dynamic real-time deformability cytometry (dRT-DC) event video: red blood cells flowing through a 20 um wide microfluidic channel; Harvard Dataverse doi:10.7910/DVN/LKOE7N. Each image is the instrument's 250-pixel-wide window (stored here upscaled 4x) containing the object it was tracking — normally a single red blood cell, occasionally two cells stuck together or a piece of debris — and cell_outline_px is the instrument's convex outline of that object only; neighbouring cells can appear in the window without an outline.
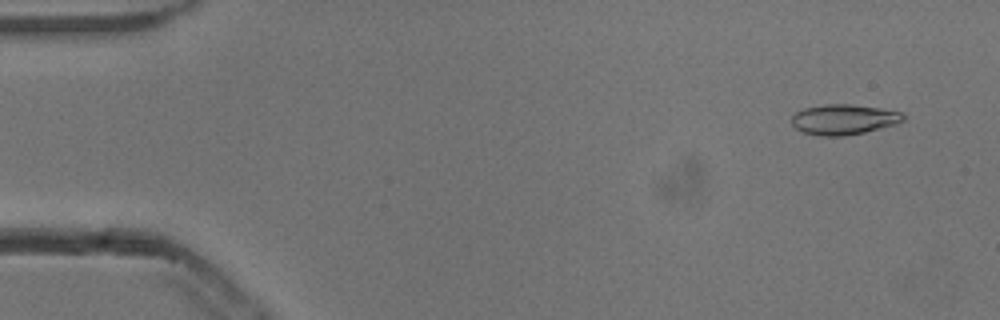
{"species": "common noctule bat (a hibernating species)", "species_latin": "Nyctalus noctula", "temperature_condition": "cold", "stored_images_in_passage": 54, "camera_frame_rate_fps": 3000, "um_per_image_px": 0.085, "animal": {"sex": "male", "body_mass_g": 13.3}, "frame": {"image": 1, "passage_image": 4, "time_ms": 1.0, "image_size_px": [1000, 320], "cell_outline_px": [[904, 120], [896, 124], [864, 132], [844, 136], [820, 136], [804, 132], [796, 128], [792, 124], [792, 116], [796, 112], [804, 108], [824, 104], [852, 104], [880, 108], [904, 112]], "centroid_in_image_um": [71.73, 10.14], "position_along_channel_um": 13.3, "area_um2": 19.71}}
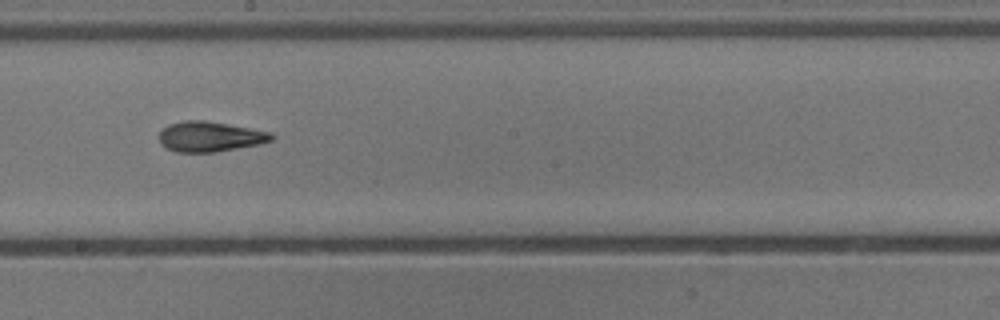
{"frame": {"image": 2, "passage_image": 30, "time_ms": 9.667, "image_size_px": [1000, 320], "cell_outline_px": [[276, 136], [272, 140], [260, 144], [216, 152], [176, 152], [164, 148], [160, 144], [160, 132], [168, 124], [184, 120], [204, 120], [228, 124], [268, 132]], "centroid_in_image_um": [17.81, 11.62], "position_along_channel_um": 230.4, "area_um2": 19.77}}
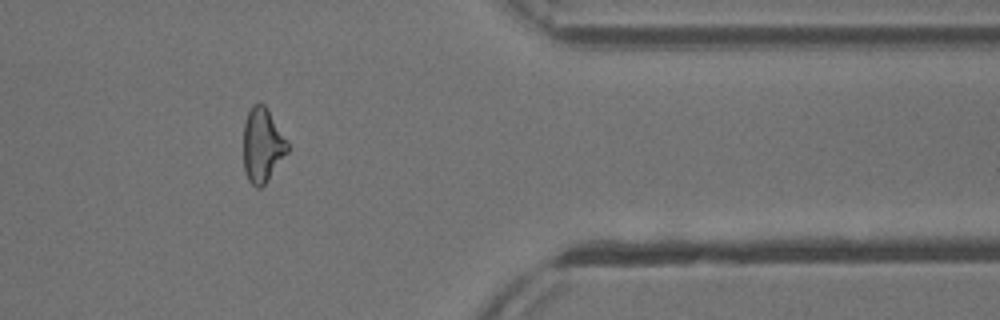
{"frame": {"image": 3, "passage_image": 44, "time_ms": 14.333, "image_size_px": [1000, 320], "cell_outline_px": [[288, 152], [264, 184], [260, 188], [256, 188], [248, 180], [244, 172], [244, 124], [248, 112], [252, 104], [264, 104], [288, 144]], "centroid_in_image_um": [22.27, 12.37], "position_along_channel_um": 389.1, "area_um2": 18.61}, "authors_computed_cell_mechanics": {"area_um2": 19.7098, "velocity_mm_per_s": 3.8578, "shape_relaxation_time_tau1_ms": 3.7049, "shape_relaxation_time_tau2_ms": 2.6815, "deformation_change_tau1": 0.1496, "deformation_change_tau2": 0.1067}}